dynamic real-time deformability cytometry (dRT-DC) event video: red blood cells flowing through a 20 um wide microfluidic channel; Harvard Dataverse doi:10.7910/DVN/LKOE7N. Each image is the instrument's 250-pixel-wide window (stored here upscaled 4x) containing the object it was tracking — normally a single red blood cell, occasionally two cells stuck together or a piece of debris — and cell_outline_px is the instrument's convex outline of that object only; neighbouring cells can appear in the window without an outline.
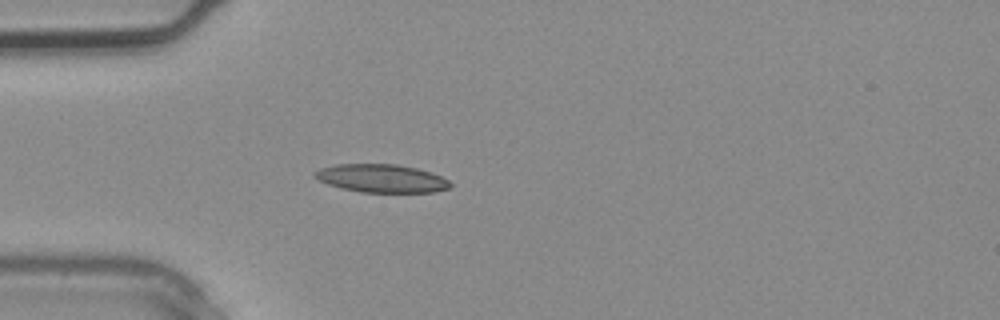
{"species": "common noctule bat (a hibernating species)", "species_latin": "Nyctalus noctula", "temperature_condition": "warm", "stored_images_in_passage": 2, "camera_frame_rate_fps": 3000, "um_per_image_px": 0.085, "animal": {"sex": "male", "body_mass_g": 20.4}, "frame": {"image": 1, "passage_image": 2, "time_ms": 0.333, "image_size_px": [1000, 320], "cell_outline_px": [[452, 188], [432, 192], [360, 192], [340, 188], [328, 184], [312, 176], [312, 172], [320, 168], [336, 164], [396, 164], [416, 168], [432, 172], [448, 180], [452, 184]], "centroid_in_image_um": [32.42, 15.16], "position_along_channel_um": 52.6, "area_um2": 22.37}}